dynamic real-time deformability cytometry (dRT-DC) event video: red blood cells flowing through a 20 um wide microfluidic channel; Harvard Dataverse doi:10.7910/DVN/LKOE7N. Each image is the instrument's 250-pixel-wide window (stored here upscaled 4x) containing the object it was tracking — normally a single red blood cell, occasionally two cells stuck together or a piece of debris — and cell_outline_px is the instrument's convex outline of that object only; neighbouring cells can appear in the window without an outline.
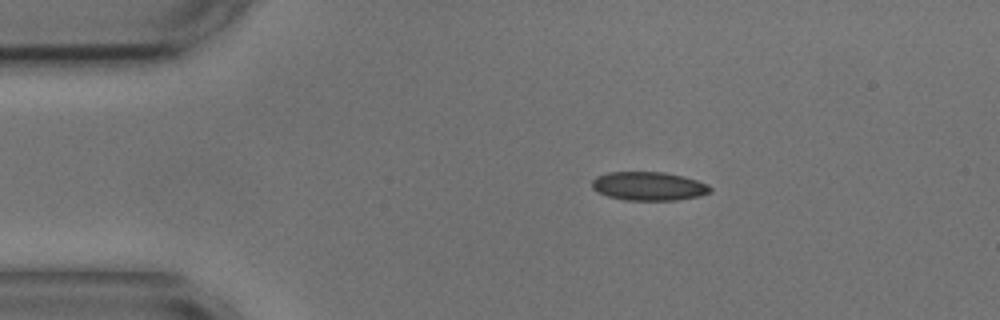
{"species": "common noctule bat (a hibernating species)", "species_latin": "Nyctalus noctula", "temperature_condition": "cold", "stored_images_in_passage": 9, "camera_frame_rate_fps": 3000, "um_per_image_px": 0.085, "animal": {"sex": "male", "body_mass_g": 17.9, "forearm_length_mm": 54.2}, "frame": {"image": 1, "passage_image": 2, "time_ms": 2.333, "image_size_px": [1000, 320], "cell_outline_px": [[712, 192], [700, 196], [676, 200], [624, 200], [608, 196], [596, 192], [592, 188], [592, 180], [596, 176], [608, 172], [664, 172], [684, 176], [708, 184], [712, 188]], "centroid_in_image_um": [55.14, 15.82], "position_along_channel_um": 29.9, "area_um2": 19.94}}
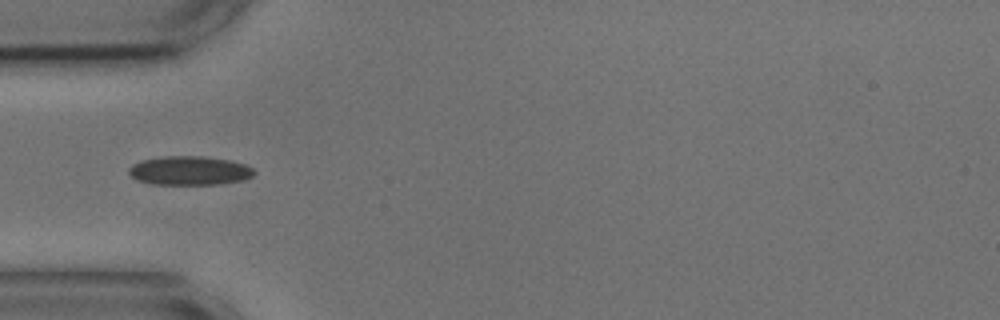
{"frame": {"image": 2, "passage_image": 4, "time_ms": 4.667, "image_size_px": [1000, 320], "cell_outline_px": [[256, 172], [252, 176], [244, 180], [216, 184], [152, 184], [136, 180], [128, 172], [128, 168], [132, 164], [140, 160], [164, 156], [200, 156], [228, 160], [244, 164], [252, 168]], "centroid_in_image_um": [16.07, 14.5], "position_along_channel_um": 68.9, "area_um2": 21.1}}